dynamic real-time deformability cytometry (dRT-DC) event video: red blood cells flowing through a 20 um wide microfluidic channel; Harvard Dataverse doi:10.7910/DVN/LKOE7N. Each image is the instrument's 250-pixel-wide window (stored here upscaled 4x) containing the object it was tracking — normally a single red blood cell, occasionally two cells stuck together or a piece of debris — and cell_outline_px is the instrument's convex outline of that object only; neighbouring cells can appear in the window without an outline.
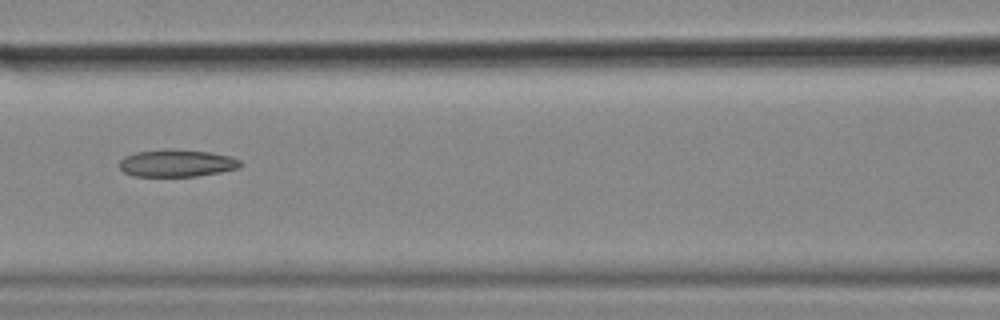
{"species": "common noctule bat (a hibernating species)", "species_latin": "Nyctalus noctula", "temperature_condition": "cold", "stored_images_in_passage": 56, "camera_frame_rate_fps": 3000, "um_per_image_px": 0.085, "animal": {"sex": "female", "body_mass_g": 18.4}, "frame": {"image": 1, "passage_image": 25, "time_ms": 8.0, "image_size_px": [1000, 320], "cell_outline_px": [[244, 164], [240, 168], [220, 172], [196, 176], [132, 176], [124, 172], [120, 168], [120, 160], [124, 156], [136, 152], [168, 148], [176, 148], [208, 152], [232, 156], [240, 160]], "centroid_in_image_um": [15.05, 13.85], "position_along_channel_um": 151.5, "area_um2": 19.54}}
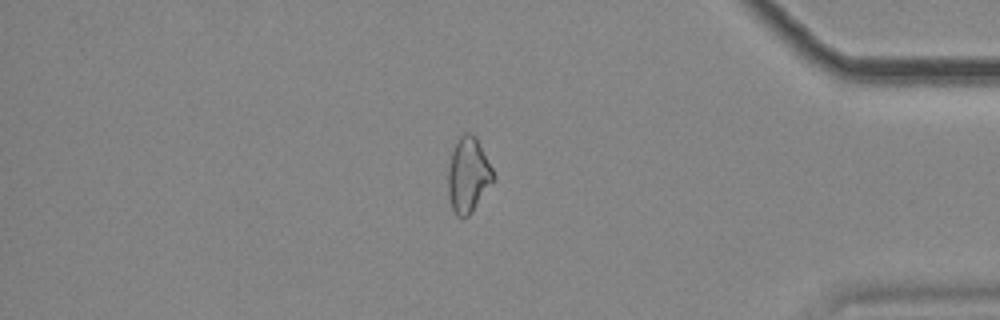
{"frame": {"image": 2, "passage_image": 48, "time_ms": 15.667, "image_size_px": [1000, 320], "cell_outline_px": [[496, 176], [472, 212], [468, 216], [456, 216], [452, 208], [448, 192], [448, 172], [452, 152], [456, 140], [464, 132], [472, 132], [476, 136]], "centroid_in_image_um": [39.8, 14.84], "position_along_channel_um": 395.4, "area_um2": 19.65}, "authors_computed_cell_mechanics": {"area_um2": 21.0681, "velocity_mm_per_s": 3.5688, "shape_relaxation_time_tau1_ms": null, "shape_relaxation_time_tau2_ms": 7.4304, "deformation_change_tau1": null, "deformation_change_tau2": 0.1574}}